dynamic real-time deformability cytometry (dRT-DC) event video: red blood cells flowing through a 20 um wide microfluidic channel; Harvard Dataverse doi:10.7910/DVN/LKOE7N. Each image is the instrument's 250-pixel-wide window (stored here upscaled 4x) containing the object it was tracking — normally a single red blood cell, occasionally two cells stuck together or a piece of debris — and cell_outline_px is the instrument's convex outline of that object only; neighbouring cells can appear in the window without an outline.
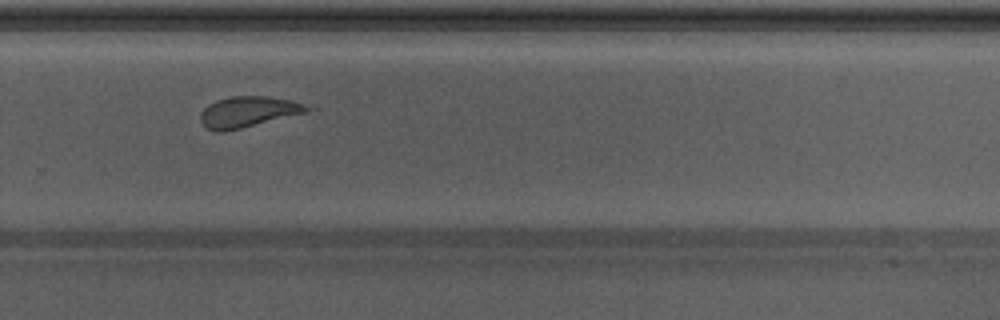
{"species": "Egyptian fruit bat (a non-hibernating species)", "species_latin": "Rousettus aegyptiacus", "temperature_condition": "warm", "stored_images_in_passage": 36, "camera_frame_rate_fps": 3000, "um_per_image_px": 0.085, "animal": {"sex": "male"}, "frame": {"image": 1, "passage_image": 21, "time_ms": 6.667, "image_size_px": [1000, 320], "cell_outline_px": [[320, 112], [224, 132], [216, 132], [208, 128], [200, 120], [200, 112], [208, 104], [216, 100], [232, 96], [268, 96], [288, 100], [320, 108]], "centroid_in_image_um": [21.3, 9.52], "position_along_channel_um": 308.5, "area_um2": 20.29}, "authors_computed_cell_mechanics": {"area_um2": 20.23, "velocity_mm_per_s": 4.2863, "shape_relaxation_time_tau1_ms": 8.7108, "shape_relaxation_time_tau2_ms": 1.4595, "deformation_change_tau1": 0.1626, "deformation_change_tau2": 0.0961}}